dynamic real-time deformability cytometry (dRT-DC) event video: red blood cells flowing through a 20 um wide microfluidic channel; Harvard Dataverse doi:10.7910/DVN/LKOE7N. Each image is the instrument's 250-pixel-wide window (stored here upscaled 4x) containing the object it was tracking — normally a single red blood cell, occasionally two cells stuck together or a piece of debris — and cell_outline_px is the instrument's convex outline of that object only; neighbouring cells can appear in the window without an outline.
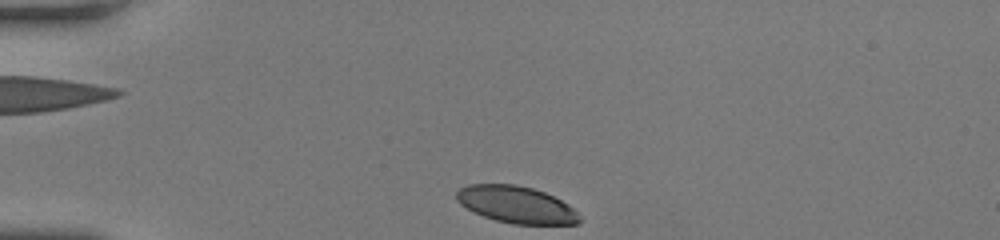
{"species": "human", "species_latin": "Homo sapiens", "temperature_condition": "room temperature", "stored_images_in_passage": 32, "camera_frame_rate_fps": 3000, "um_per_image_px": 0.085, "donor": {"sex": "female"}, "frame": {"image": 1, "passage_image": 1, "time_ms": 0.0, "image_size_px": [1000, 240], "cell_outline_px": [[580, 224], [512, 224], [496, 220], [484, 216], [460, 204], [456, 200], [456, 192], [460, 188], [468, 184], [516, 184], [532, 188], [544, 192], [568, 204], [580, 216]], "centroid_in_image_um": [43.88, 17.39], "position_along_channel_um": 41.1, "area_um2": 26.3}}
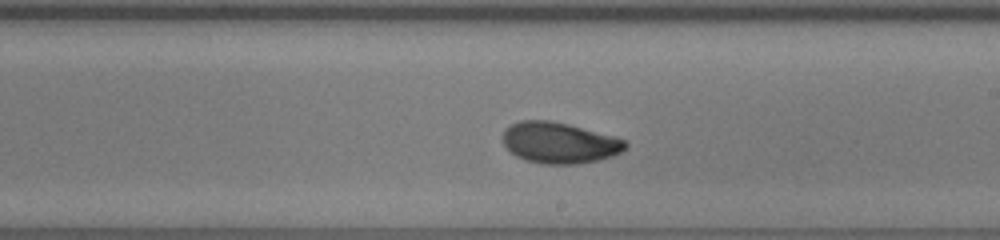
{"frame": {"image": 2, "passage_image": 19, "time_ms": 6.0, "image_size_px": [1000, 240], "cell_outline_px": [[628, 144], [620, 152], [612, 156], [600, 160], [576, 164], [544, 164], [524, 160], [516, 156], [504, 144], [504, 128], [520, 120], [552, 120], [616, 136], [624, 140]], "centroid_in_image_um": [47.55, 12.13], "position_along_channel_um": 241.4, "area_um2": 29.36}}
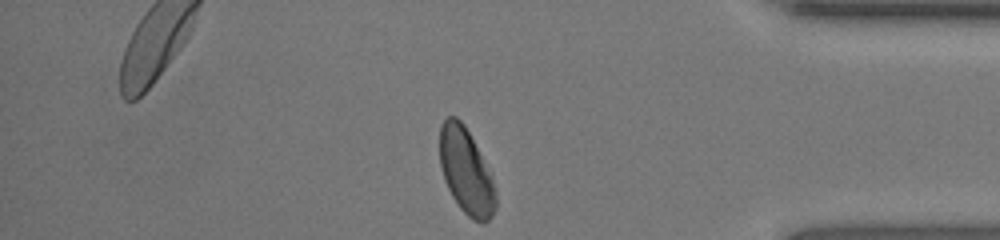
{"frame": {"image": 3, "passage_image": 32, "time_ms": 10.333, "image_size_px": [1000, 240], "cell_outline_px": [[496, 208], [492, 216], [488, 220], [472, 220], [460, 208], [452, 196], [444, 180], [440, 164], [440, 124], [448, 116], [456, 116], [464, 124], [492, 176], [496, 188]], "centroid_in_image_um": [39.61, 14.55], "position_along_channel_um": 395.6, "area_um2": 27.74}, "authors_computed_cell_mechanics": {"area_um2": 29.3046, "velocity_mm_per_s": 4.0753, "shape_relaxation_time_tau1_ms": 2.9756, "shape_relaxation_time_tau2_ms": 2.0139, "deformation_change_tau1": 0.1358, "deformation_change_tau2": 0.0598}}